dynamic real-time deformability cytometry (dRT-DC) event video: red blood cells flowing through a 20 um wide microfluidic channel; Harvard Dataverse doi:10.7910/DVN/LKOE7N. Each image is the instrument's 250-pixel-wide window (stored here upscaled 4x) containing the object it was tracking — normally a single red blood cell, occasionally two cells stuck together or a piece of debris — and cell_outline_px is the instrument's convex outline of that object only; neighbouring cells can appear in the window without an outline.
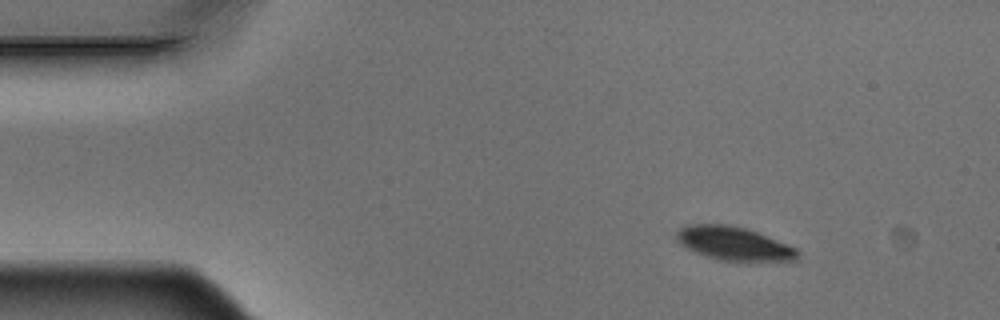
{"species": "Egyptian fruit bat (a non-hibernating species)", "species_latin": "Rousettus aegyptiacus", "temperature_condition": "warm", "stored_images_in_passage": 5, "camera_frame_rate_fps": 3000, "um_per_image_px": 0.085, "animal": {"sex": "male"}, "frame": {"image": 1, "passage_image": 2, "time_ms": 0.333, "image_size_px": [1000, 320], "cell_outline_px": [[800, 252], [796, 260], [748, 264], [720, 260], [696, 252], [680, 244], [676, 240], [676, 232], [680, 228], [688, 224], [728, 224], [744, 228], [756, 232], [788, 244], [796, 248]], "centroid_in_image_um": [62.43, 20.75], "position_along_channel_um": 22.6, "area_um2": 24.33}}
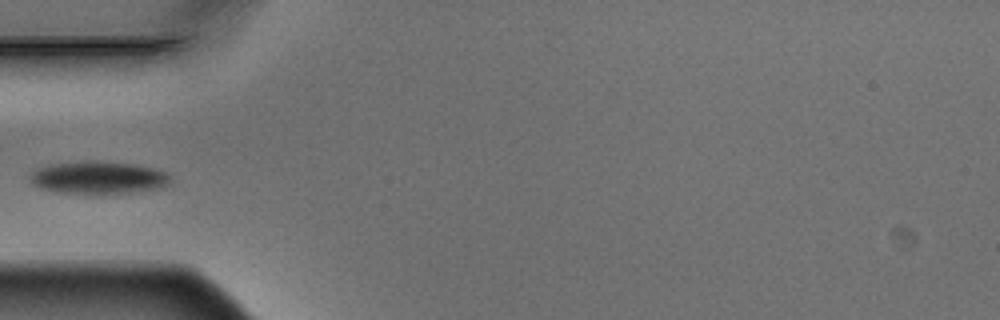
{"frame": {"image": 2, "passage_image": 5, "time_ms": 1.333, "image_size_px": [1000, 320], "cell_outline_px": [[172, 184], [160, 188], [132, 192], [100, 196], [96, 196], [56, 192], [40, 188], [32, 184], [28, 180], [28, 176], [36, 168], [52, 164], [88, 160], [96, 160], [132, 164], [152, 168], [168, 172], [172, 180]], "centroid_in_image_um": [8.35, 15.13], "position_along_channel_um": 76.7, "area_um2": 27.74}}